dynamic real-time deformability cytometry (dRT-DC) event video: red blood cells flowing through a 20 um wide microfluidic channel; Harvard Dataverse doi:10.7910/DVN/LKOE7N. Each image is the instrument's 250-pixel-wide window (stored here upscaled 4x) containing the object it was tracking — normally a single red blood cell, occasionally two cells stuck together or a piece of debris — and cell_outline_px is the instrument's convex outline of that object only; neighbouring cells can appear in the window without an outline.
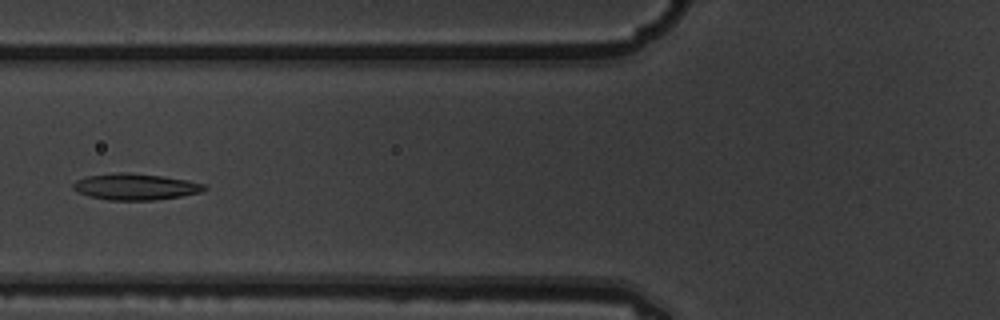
{"species": "common noctule bat (a hibernating species)", "species_latin": "Nyctalus noctula", "temperature_condition": "warm", "stored_images_in_passage": 5, "camera_frame_rate_fps": 3000, "um_per_image_px": 0.085, "animal": {"sex": "male", "body_mass_g": 19.5, "forearm_length_mm": 54.6}, "frame": {"image": 1, "passage_image": 5, "time_ms": 1.333, "image_size_px": [1000, 320], "cell_outline_px": [[208, 188], [200, 192], [180, 196], [152, 200], [108, 200], [88, 196], [72, 188], [72, 184], [76, 180], [88, 176], [120, 172], [128, 172], [164, 176], [204, 184]], "centroid_in_image_um": [11.48, 15.87], "position_along_channel_um": 114.3, "area_um2": 19.94}}